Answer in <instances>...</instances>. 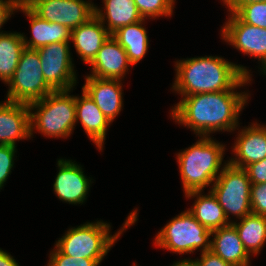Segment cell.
Wrapping results in <instances>:
<instances>
[{
    "mask_svg": "<svg viewBox=\"0 0 266 266\" xmlns=\"http://www.w3.org/2000/svg\"><path fill=\"white\" fill-rule=\"evenodd\" d=\"M59 172L53 185L54 192L62 201L71 204L83 203L89 189V181L82 168L72 160H58Z\"/></svg>",
    "mask_w": 266,
    "mask_h": 266,
    "instance_id": "13",
    "label": "cell"
},
{
    "mask_svg": "<svg viewBox=\"0 0 266 266\" xmlns=\"http://www.w3.org/2000/svg\"><path fill=\"white\" fill-rule=\"evenodd\" d=\"M36 49L24 48L17 68L8 81L7 101L30 104L43 99L54 90L46 83Z\"/></svg>",
    "mask_w": 266,
    "mask_h": 266,
    "instance_id": "6",
    "label": "cell"
},
{
    "mask_svg": "<svg viewBox=\"0 0 266 266\" xmlns=\"http://www.w3.org/2000/svg\"><path fill=\"white\" fill-rule=\"evenodd\" d=\"M0 266H19V264L11 255L0 249Z\"/></svg>",
    "mask_w": 266,
    "mask_h": 266,
    "instance_id": "35",
    "label": "cell"
},
{
    "mask_svg": "<svg viewBox=\"0 0 266 266\" xmlns=\"http://www.w3.org/2000/svg\"><path fill=\"white\" fill-rule=\"evenodd\" d=\"M234 14L244 23L266 28V2L243 5Z\"/></svg>",
    "mask_w": 266,
    "mask_h": 266,
    "instance_id": "26",
    "label": "cell"
},
{
    "mask_svg": "<svg viewBox=\"0 0 266 266\" xmlns=\"http://www.w3.org/2000/svg\"><path fill=\"white\" fill-rule=\"evenodd\" d=\"M46 83L54 91L71 90L76 83L69 44L55 42L37 49Z\"/></svg>",
    "mask_w": 266,
    "mask_h": 266,
    "instance_id": "9",
    "label": "cell"
},
{
    "mask_svg": "<svg viewBox=\"0 0 266 266\" xmlns=\"http://www.w3.org/2000/svg\"><path fill=\"white\" fill-rule=\"evenodd\" d=\"M14 10L17 9L12 0H0V28L6 23L5 21L9 19V16H11ZM0 34H3V32H0Z\"/></svg>",
    "mask_w": 266,
    "mask_h": 266,
    "instance_id": "33",
    "label": "cell"
},
{
    "mask_svg": "<svg viewBox=\"0 0 266 266\" xmlns=\"http://www.w3.org/2000/svg\"><path fill=\"white\" fill-rule=\"evenodd\" d=\"M173 89L183 96L231 90L249 71L224 58L205 56L178 61Z\"/></svg>",
    "mask_w": 266,
    "mask_h": 266,
    "instance_id": "2",
    "label": "cell"
},
{
    "mask_svg": "<svg viewBox=\"0 0 266 266\" xmlns=\"http://www.w3.org/2000/svg\"><path fill=\"white\" fill-rule=\"evenodd\" d=\"M70 90L53 91L43 99L29 104L31 135L33 129L51 137H67L76 123V96H69ZM35 127V128H34Z\"/></svg>",
    "mask_w": 266,
    "mask_h": 266,
    "instance_id": "5",
    "label": "cell"
},
{
    "mask_svg": "<svg viewBox=\"0 0 266 266\" xmlns=\"http://www.w3.org/2000/svg\"><path fill=\"white\" fill-rule=\"evenodd\" d=\"M81 97L76 96V122L80 120L89 138L102 150L107 127L111 122L84 91Z\"/></svg>",
    "mask_w": 266,
    "mask_h": 266,
    "instance_id": "19",
    "label": "cell"
},
{
    "mask_svg": "<svg viewBox=\"0 0 266 266\" xmlns=\"http://www.w3.org/2000/svg\"><path fill=\"white\" fill-rule=\"evenodd\" d=\"M211 251L232 266H249L250 254L244 248L235 226L230 223L211 232Z\"/></svg>",
    "mask_w": 266,
    "mask_h": 266,
    "instance_id": "18",
    "label": "cell"
},
{
    "mask_svg": "<svg viewBox=\"0 0 266 266\" xmlns=\"http://www.w3.org/2000/svg\"><path fill=\"white\" fill-rule=\"evenodd\" d=\"M90 64L92 74L89 76L119 80L125 75L129 64L131 65L126 51L112 36L101 46Z\"/></svg>",
    "mask_w": 266,
    "mask_h": 266,
    "instance_id": "15",
    "label": "cell"
},
{
    "mask_svg": "<svg viewBox=\"0 0 266 266\" xmlns=\"http://www.w3.org/2000/svg\"><path fill=\"white\" fill-rule=\"evenodd\" d=\"M250 78L244 76L228 91L184 96L171 112L173 119L188 126L201 137H208L209 133L215 131L236 129L239 113L248 99V94L236 93L233 90L245 85Z\"/></svg>",
    "mask_w": 266,
    "mask_h": 266,
    "instance_id": "1",
    "label": "cell"
},
{
    "mask_svg": "<svg viewBox=\"0 0 266 266\" xmlns=\"http://www.w3.org/2000/svg\"><path fill=\"white\" fill-rule=\"evenodd\" d=\"M247 252L258 254L266 241V216L249 214L240 223L231 222Z\"/></svg>",
    "mask_w": 266,
    "mask_h": 266,
    "instance_id": "24",
    "label": "cell"
},
{
    "mask_svg": "<svg viewBox=\"0 0 266 266\" xmlns=\"http://www.w3.org/2000/svg\"><path fill=\"white\" fill-rule=\"evenodd\" d=\"M14 3L15 8L22 9V8H29L31 9L36 3L42 0H12Z\"/></svg>",
    "mask_w": 266,
    "mask_h": 266,
    "instance_id": "36",
    "label": "cell"
},
{
    "mask_svg": "<svg viewBox=\"0 0 266 266\" xmlns=\"http://www.w3.org/2000/svg\"><path fill=\"white\" fill-rule=\"evenodd\" d=\"M251 182L243 168L232 166L227 162L214 181L212 192L223 208L226 218L229 213L242 219L251 214Z\"/></svg>",
    "mask_w": 266,
    "mask_h": 266,
    "instance_id": "8",
    "label": "cell"
},
{
    "mask_svg": "<svg viewBox=\"0 0 266 266\" xmlns=\"http://www.w3.org/2000/svg\"><path fill=\"white\" fill-rule=\"evenodd\" d=\"M250 203L253 214L266 216V183L251 185Z\"/></svg>",
    "mask_w": 266,
    "mask_h": 266,
    "instance_id": "29",
    "label": "cell"
},
{
    "mask_svg": "<svg viewBox=\"0 0 266 266\" xmlns=\"http://www.w3.org/2000/svg\"><path fill=\"white\" fill-rule=\"evenodd\" d=\"M24 48L23 34H0V79L6 84L13 76Z\"/></svg>",
    "mask_w": 266,
    "mask_h": 266,
    "instance_id": "25",
    "label": "cell"
},
{
    "mask_svg": "<svg viewBox=\"0 0 266 266\" xmlns=\"http://www.w3.org/2000/svg\"><path fill=\"white\" fill-rule=\"evenodd\" d=\"M30 113L28 104H0V145L15 146L16 140L31 137Z\"/></svg>",
    "mask_w": 266,
    "mask_h": 266,
    "instance_id": "12",
    "label": "cell"
},
{
    "mask_svg": "<svg viewBox=\"0 0 266 266\" xmlns=\"http://www.w3.org/2000/svg\"><path fill=\"white\" fill-rule=\"evenodd\" d=\"M111 34L95 15L71 31L70 40L85 63H91Z\"/></svg>",
    "mask_w": 266,
    "mask_h": 266,
    "instance_id": "17",
    "label": "cell"
},
{
    "mask_svg": "<svg viewBox=\"0 0 266 266\" xmlns=\"http://www.w3.org/2000/svg\"><path fill=\"white\" fill-rule=\"evenodd\" d=\"M222 28V36L244 54L258 58L266 73V28L242 22L234 13Z\"/></svg>",
    "mask_w": 266,
    "mask_h": 266,
    "instance_id": "11",
    "label": "cell"
},
{
    "mask_svg": "<svg viewBox=\"0 0 266 266\" xmlns=\"http://www.w3.org/2000/svg\"><path fill=\"white\" fill-rule=\"evenodd\" d=\"M211 232L186 210L158 232L155 244L179 254L191 253L201 247V252L210 251Z\"/></svg>",
    "mask_w": 266,
    "mask_h": 266,
    "instance_id": "7",
    "label": "cell"
},
{
    "mask_svg": "<svg viewBox=\"0 0 266 266\" xmlns=\"http://www.w3.org/2000/svg\"><path fill=\"white\" fill-rule=\"evenodd\" d=\"M119 79L86 77L82 88L98 106L106 118L112 122L122 109V86Z\"/></svg>",
    "mask_w": 266,
    "mask_h": 266,
    "instance_id": "14",
    "label": "cell"
},
{
    "mask_svg": "<svg viewBox=\"0 0 266 266\" xmlns=\"http://www.w3.org/2000/svg\"><path fill=\"white\" fill-rule=\"evenodd\" d=\"M137 215L136 210L131 212L122 230L113 236L109 235L110 224L101 221L71 228L56 242V247L65 255L103 259L123 230L137 221Z\"/></svg>",
    "mask_w": 266,
    "mask_h": 266,
    "instance_id": "4",
    "label": "cell"
},
{
    "mask_svg": "<svg viewBox=\"0 0 266 266\" xmlns=\"http://www.w3.org/2000/svg\"><path fill=\"white\" fill-rule=\"evenodd\" d=\"M30 18L32 39L27 41L23 36L24 46L29 49H39L55 42L69 43L71 30L59 23L41 19L29 8H22Z\"/></svg>",
    "mask_w": 266,
    "mask_h": 266,
    "instance_id": "20",
    "label": "cell"
},
{
    "mask_svg": "<svg viewBox=\"0 0 266 266\" xmlns=\"http://www.w3.org/2000/svg\"><path fill=\"white\" fill-rule=\"evenodd\" d=\"M223 154L224 146L216 143L211 137L205 136H202L192 147L178 154L177 159L185 194L203 191V188L216 180Z\"/></svg>",
    "mask_w": 266,
    "mask_h": 266,
    "instance_id": "3",
    "label": "cell"
},
{
    "mask_svg": "<svg viewBox=\"0 0 266 266\" xmlns=\"http://www.w3.org/2000/svg\"><path fill=\"white\" fill-rule=\"evenodd\" d=\"M141 17L171 16L174 0H134Z\"/></svg>",
    "mask_w": 266,
    "mask_h": 266,
    "instance_id": "27",
    "label": "cell"
},
{
    "mask_svg": "<svg viewBox=\"0 0 266 266\" xmlns=\"http://www.w3.org/2000/svg\"><path fill=\"white\" fill-rule=\"evenodd\" d=\"M201 253V259H198L200 266H232L219 256L215 255L211 250Z\"/></svg>",
    "mask_w": 266,
    "mask_h": 266,
    "instance_id": "32",
    "label": "cell"
},
{
    "mask_svg": "<svg viewBox=\"0 0 266 266\" xmlns=\"http://www.w3.org/2000/svg\"><path fill=\"white\" fill-rule=\"evenodd\" d=\"M172 266H200L198 259L197 260H187L184 259L182 261H179L175 264H173Z\"/></svg>",
    "mask_w": 266,
    "mask_h": 266,
    "instance_id": "37",
    "label": "cell"
},
{
    "mask_svg": "<svg viewBox=\"0 0 266 266\" xmlns=\"http://www.w3.org/2000/svg\"><path fill=\"white\" fill-rule=\"evenodd\" d=\"M244 170L252 185L266 183V158L247 165Z\"/></svg>",
    "mask_w": 266,
    "mask_h": 266,
    "instance_id": "31",
    "label": "cell"
},
{
    "mask_svg": "<svg viewBox=\"0 0 266 266\" xmlns=\"http://www.w3.org/2000/svg\"><path fill=\"white\" fill-rule=\"evenodd\" d=\"M103 3L106 10L105 14L97 7H94V15L103 24L105 18L106 20L108 19V27L106 29L111 35L118 29L143 19L137 10L134 0H104Z\"/></svg>",
    "mask_w": 266,
    "mask_h": 266,
    "instance_id": "22",
    "label": "cell"
},
{
    "mask_svg": "<svg viewBox=\"0 0 266 266\" xmlns=\"http://www.w3.org/2000/svg\"><path fill=\"white\" fill-rule=\"evenodd\" d=\"M144 20L126 25L111 35L126 51L131 65L137 64L145 56L148 49L147 32L145 27H142Z\"/></svg>",
    "mask_w": 266,
    "mask_h": 266,
    "instance_id": "23",
    "label": "cell"
},
{
    "mask_svg": "<svg viewBox=\"0 0 266 266\" xmlns=\"http://www.w3.org/2000/svg\"><path fill=\"white\" fill-rule=\"evenodd\" d=\"M228 6L231 13H235L241 6L254 3V2H266V0H223Z\"/></svg>",
    "mask_w": 266,
    "mask_h": 266,
    "instance_id": "34",
    "label": "cell"
},
{
    "mask_svg": "<svg viewBox=\"0 0 266 266\" xmlns=\"http://www.w3.org/2000/svg\"><path fill=\"white\" fill-rule=\"evenodd\" d=\"M234 145L235 157L228 161L229 164L238 168L266 158V126L255 123L242 129Z\"/></svg>",
    "mask_w": 266,
    "mask_h": 266,
    "instance_id": "16",
    "label": "cell"
},
{
    "mask_svg": "<svg viewBox=\"0 0 266 266\" xmlns=\"http://www.w3.org/2000/svg\"><path fill=\"white\" fill-rule=\"evenodd\" d=\"M94 7L84 0H42L31 10L41 19L62 24L72 31L94 16Z\"/></svg>",
    "mask_w": 266,
    "mask_h": 266,
    "instance_id": "10",
    "label": "cell"
},
{
    "mask_svg": "<svg viewBox=\"0 0 266 266\" xmlns=\"http://www.w3.org/2000/svg\"><path fill=\"white\" fill-rule=\"evenodd\" d=\"M50 254L47 266H98L103 259H87L63 254L57 247Z\"/></svg>",
    "mask_w": 266,
    "mask_h": 266,
    "instance_id": "28",
    "label": "cell"
},
{
    "mask_svg": "<svg viewBox=\"0 0 266 266\" xmlns=\"http://www.w3.org/2000/svg\"><path fill=\"white\" fill-rule=\"evenodd\" d=\"M201 192L192 191L185 195L190 198L197 197L192 209L188 210L195 219L211 231L230 224L213 192L210 191L208 195H201Z\"/></svg>",
    "mask_w": 266,
    "mask_h": 266,
    "instance_id": "21",
    "label": "cell"
},
{
    "mask_svg": "<svg viewBox=\"0 0 266 266\" xmlns=\"http://www.w3.org/2000/svg\"><path fill=\"white\" fill-rule=\"evenodd\" d=\"M16 146L0 145V189L8 179L13 167Z\"/></svg>",
    "mask_w": 266,
    "mask_h": 266,
    "instance_id": "30",
    "label": "cell"
}]
</instances>
